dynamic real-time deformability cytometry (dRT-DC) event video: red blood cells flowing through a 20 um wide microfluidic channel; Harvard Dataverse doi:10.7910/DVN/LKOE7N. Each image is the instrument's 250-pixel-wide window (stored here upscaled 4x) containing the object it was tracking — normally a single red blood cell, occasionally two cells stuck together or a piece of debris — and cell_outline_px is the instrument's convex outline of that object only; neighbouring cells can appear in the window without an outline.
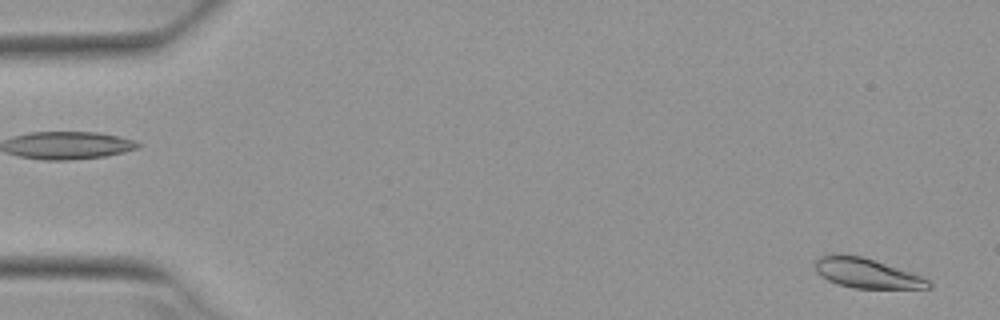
{"species": "Egyptian fruit bat (a non-hibernating species)", "species_latin": "Rousettus aegyptiacus", "temperature_condition": "warm", "stored_images_in_passage": 5, "camera_frame_rate_fps": 3000, "um_per_image_px": 0.085, "animal": {"sex": "female"}, "frame": {"image": 1, "passage_image": 5, "time_ms": 1.333, "image_size_px": [1000, 320], "cell_outline_px": [[932, 288], [852, 288], [828, 280], [820, 276], [816, 272], [812, 264], [824, 252], [844, 252], [864, 256], [920, 276], [928, 280], [932, 284]], "centroid_in_image_um": [73.54, 23.16], "position_along_channel_um": 11.5, "area_um2": 20.11}}